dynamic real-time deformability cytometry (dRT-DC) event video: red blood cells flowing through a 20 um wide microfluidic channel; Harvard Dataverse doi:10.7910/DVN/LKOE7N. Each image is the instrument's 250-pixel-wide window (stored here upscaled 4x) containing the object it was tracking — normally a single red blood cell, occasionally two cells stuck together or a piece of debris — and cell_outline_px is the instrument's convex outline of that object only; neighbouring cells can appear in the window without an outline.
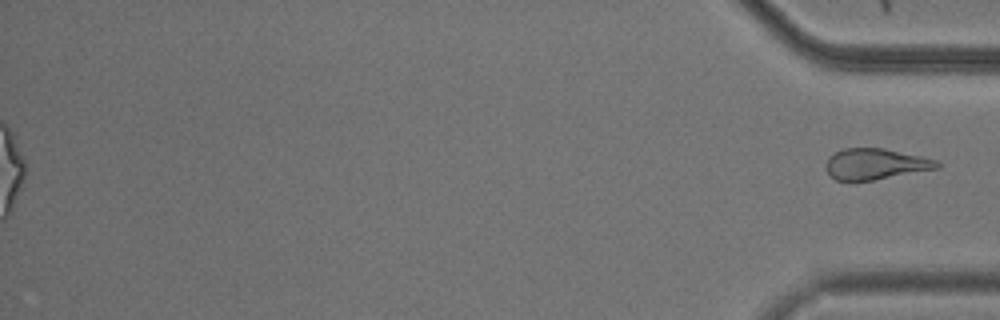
{"species": "common noctule bat (a hibernating species)", "species_latin": "Nyctalus noctula", "temperature_condition": "cold", "stored_images_in_passage": 55, "segment_of_instrument_passage": [2, 2], "camera_frame_rate_fps": 3000, "um_per_image_px": 0.085, "animal": {"sex": "male", "body_mass_g": 20.5, "forearm_length_mm": 52.5}, "frame": {"image": 1, "passage_image": 55, "time_ms": 18.0, "image_size_px": [1000, 320], "cell_outline_px": [[940, 168], [872, 180], [836, 180], [824, 168], [824, 164], [828, 156], [844, 148], [884, 148], [920, 156], [936, 160], [940, 164]], "centroid_in_image_um": [74.38, 13.93], "position_along_channel_um": 360.8, "area_um2": 19.94}}